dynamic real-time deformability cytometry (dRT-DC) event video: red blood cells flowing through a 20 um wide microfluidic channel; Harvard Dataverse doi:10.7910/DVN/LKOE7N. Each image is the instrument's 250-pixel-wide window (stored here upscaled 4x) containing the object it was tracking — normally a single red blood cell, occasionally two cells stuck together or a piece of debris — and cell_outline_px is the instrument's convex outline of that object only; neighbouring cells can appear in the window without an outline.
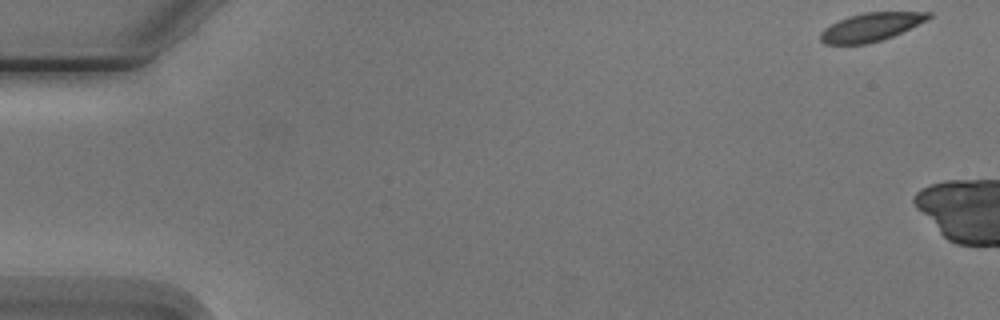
{"species": "Egyptian fruit bat (a non-hibernating species)", "species_latin": "Rousettus aegyptiacus", "temperature_condition": "cold", "stored_images_in_passage": 3, "camera_frame_rate_fps": 3000, "um_per_image_px": 0.085, "animal": {"sex": "male"}, "frame": {"image": 1, "passage_image": 1, "time_ms": 0.0, "image_size_px": [1000, 320], "cell_outline_px": [[932, 16], [892, 36], [880, 40], [864, 44], [824, 44], [820, 40], [820, 32], [824, 28], [848, 16], [864, 12], [932, 12]], "centroid_in_image_um": [73.96, 2.29], "position_along_channel_um": 11.0, "area_um2": 17.4}}